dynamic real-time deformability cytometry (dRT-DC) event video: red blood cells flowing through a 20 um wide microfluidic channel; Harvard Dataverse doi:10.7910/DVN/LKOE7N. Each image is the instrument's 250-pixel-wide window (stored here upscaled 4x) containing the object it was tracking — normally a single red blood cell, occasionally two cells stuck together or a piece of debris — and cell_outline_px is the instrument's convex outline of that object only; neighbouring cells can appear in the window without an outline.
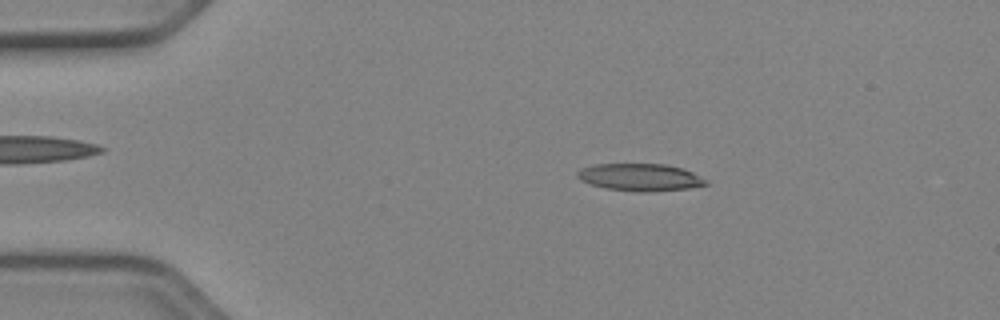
{"species": "Egyptian fruit bat (a non-hibernating species)", "species_latin": "Rousettus aegyptiacus", "temperature_condition": "cold", "stored_images_in_passage": 51, "camera_frame_rate_fps": 3000, "um_per_image_px": 0.085, "animal": {"sex": "female"}, "frame": {"image": 1, "passage_image": 9, "time_ms": 2.667, "image_size_px": [1000, 320], "cell_outline_px": [[708, 184], [688, 188], [644, 192], [640, 192], [604, 188], [588, 184], [580, 180], [576, 176], [576, 172], [580, 168], [592, 164], [664, 164], [680, 168], [692, 172], [708, 180]], "centroid_in_image_um": [54.34, 15.06], "position_along_channel_um": 30.7, "area_um2": 20.52}}
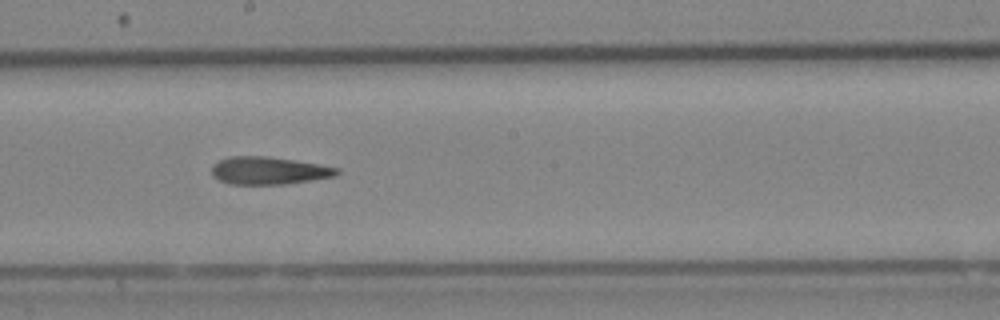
{"frame": {"image": 2, "passage_image": 28, "time_ms": 9.0, "image_size_px": [1000, 320], "cell_outline_px": [[340, 172], [336, 176], [284, 184], [228, 184], [212, 176], [212, 164], [228, 156], [268, 156], [340, 168]], "centroid_in_image_um": [22.81, 14.5], "position_along_channel_um": 225.4, "area_um2": 20.06}}
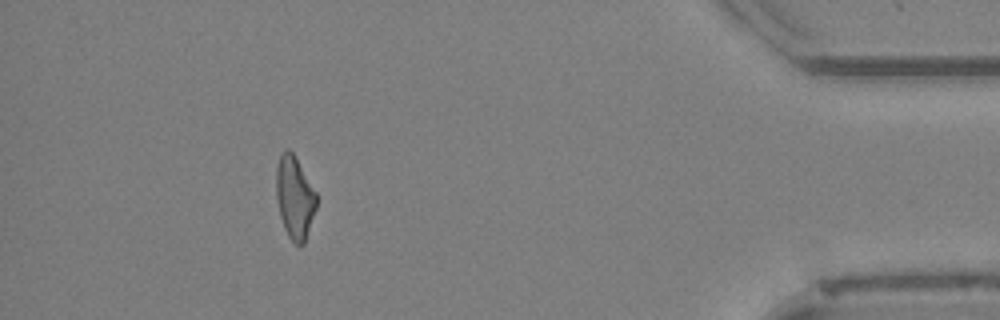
{"frame": {"image": 3, "passage_image": 46, "time_ms": 15.0, "image_size_px": [1000, 320], "cell_outline_px": [[316, 208], [304, 244], [300, 248], [288, 236], [284, 228], [280, 216], [276, 200], [276, 168], [280, 152], [284, 148], [288, 148], [292, 152], [316, 192]], "centroid_in_image_um": [25.02, 16.78], "position_along_channel_um": 410.2, "area_um2": 19.42}, "authors_computed_cell_mechanics": {"area_um2": 20.1722, "velocity_mm_per_s": 3.9651, "shape_relaxation_time_tau1_ms": null, "shape_relaxation_time_tau2_ms": 9.1549, "deformation_change_tau1": null, "deformation_change_tau2": 0.2441}}